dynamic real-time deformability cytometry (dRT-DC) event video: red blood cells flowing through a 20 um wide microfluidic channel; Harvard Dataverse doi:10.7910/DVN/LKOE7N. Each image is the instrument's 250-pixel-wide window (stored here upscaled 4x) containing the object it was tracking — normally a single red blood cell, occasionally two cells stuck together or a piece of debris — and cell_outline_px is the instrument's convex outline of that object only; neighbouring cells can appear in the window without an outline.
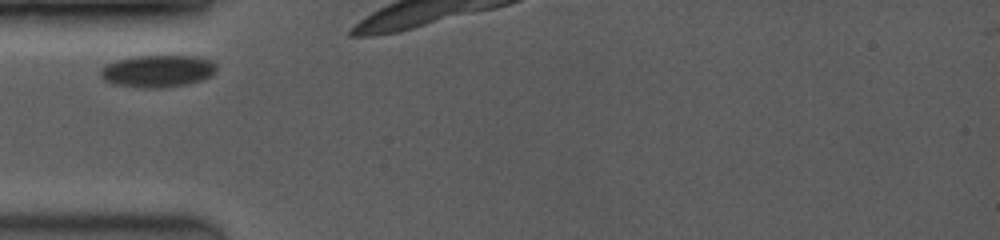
{"species": "common noctule bat (a hibernating species)", "species_latin": "Nyctalus noctula", "temperature_condition": "room temperature", "stored_images_in_passage": 4, "camera_frame_rate_fps": 3500, "um_per_image_px": 0.085, "animal": {"sex": "female", "body_mass_g": 19.0, "forearm_length_mm": 53.3}, "frame": {"image": 1, "passage_image": 1, "time_ms": 0.0, "image_size_px": [1000, 240], "cell_outline_px": [[216, 72], [212, 76], [200, 80], [184, 84], [164, 88], [144, 88], [112, 84], [104, 80], [100, 76], [100, 68], [116, 60], [136, 56], [196, 56], [212, 60], [216, 64]], "centroid_in_image_um": [13.4, 6.04], "position_along_channel_um": 71.6, "area_um2": 21.85}}